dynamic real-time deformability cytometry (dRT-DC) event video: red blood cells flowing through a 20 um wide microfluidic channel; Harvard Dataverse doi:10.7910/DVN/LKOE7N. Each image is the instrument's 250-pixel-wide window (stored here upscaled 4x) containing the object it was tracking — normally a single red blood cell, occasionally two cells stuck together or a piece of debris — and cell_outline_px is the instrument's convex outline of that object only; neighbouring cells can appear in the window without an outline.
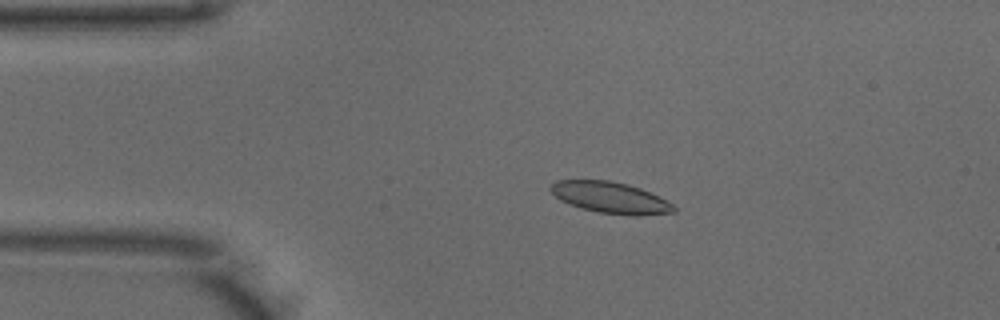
{"species": "common noctule bat (a hibernating species)", "species_latin": "Nyctalus noctula", "temperature_condition": "warm", "stored_images_in_passage": 47, "camera_frame_rate_fps": 3000, "um_per_image_px": 0.085, "animal": {"sex": "male", "body_mass_g": 18.8}, "frame": {"image": 1, "passage_image": 6, "time_ms": 1.667, "image_size_px": [1000, 320], "cell_outline_px": [[676, 212], [636, 216], [600, 212], [580, 208], [568, 204], [560, 200], [548, 188], [556, 180], [608, 180], [628, 184], [640, 188], [672, 204], [676, 208]], "centroid_in_image_um": [51.85, 16.79], "position_along_channel_um": 33.2, "area_um2": 22.25}}
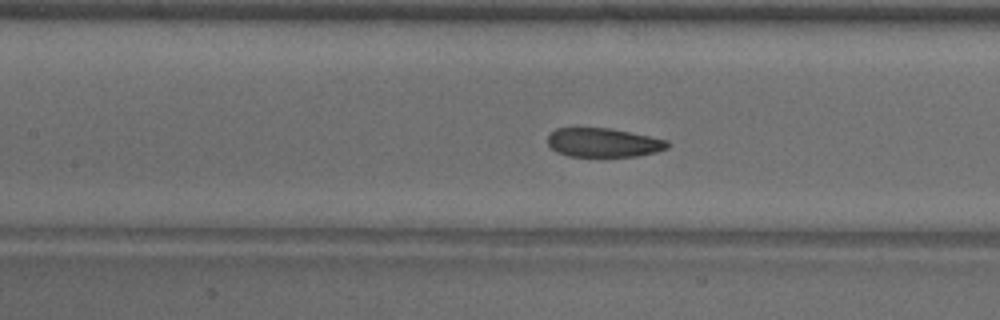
{"frame": {"image": 2, "passage_image": 18, "time_ms": 5.667, "image_size_px": [1000, 320], "cell_outline_px": [[672, 144], [668, 148], [656, 152], [636, 156], [568, 156], [556, 152], [548, 144], [548, 136], [556, 128], [608, 128], [668, 140]], "centroid_in_image_um": [51.3, 12.12], "position_along_channel_um": 156.1, "area_um2": 20.11}}
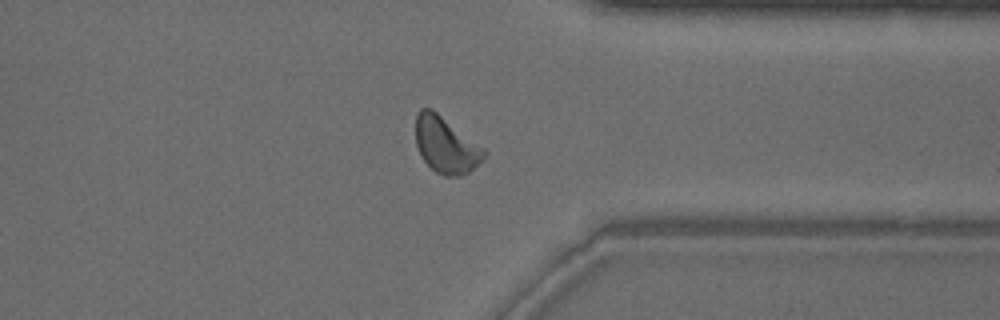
{"frame": {"image": 3, "passage_image": 35, "time_ms": 11.333, "image_size_px": [1000, 320], "cell_outline_px": [[488, 152], [484, 160], [468, 172], [460, 176], [444, 176], [436, 172], [420, 156], [416, 144], [416, 112], [420, 108], [432, 108], [484, 148]], "centroid_in_image_um": [37.9, 12.32], "position_along_channel_um": 373.5, "area_um2": 22.48}, "authors_computed_cell_mechanics": {"area_um2": 21.8484, "velocity_mm_per_s": 3.9374, "shape_relaxation_time_tau1_ms": 2.8726, "shape_relaxation_time_tau2_ms": 1.7039, "deformation_change_tau1": 0.1018, "deformation_change_tau2": 0.0671}}